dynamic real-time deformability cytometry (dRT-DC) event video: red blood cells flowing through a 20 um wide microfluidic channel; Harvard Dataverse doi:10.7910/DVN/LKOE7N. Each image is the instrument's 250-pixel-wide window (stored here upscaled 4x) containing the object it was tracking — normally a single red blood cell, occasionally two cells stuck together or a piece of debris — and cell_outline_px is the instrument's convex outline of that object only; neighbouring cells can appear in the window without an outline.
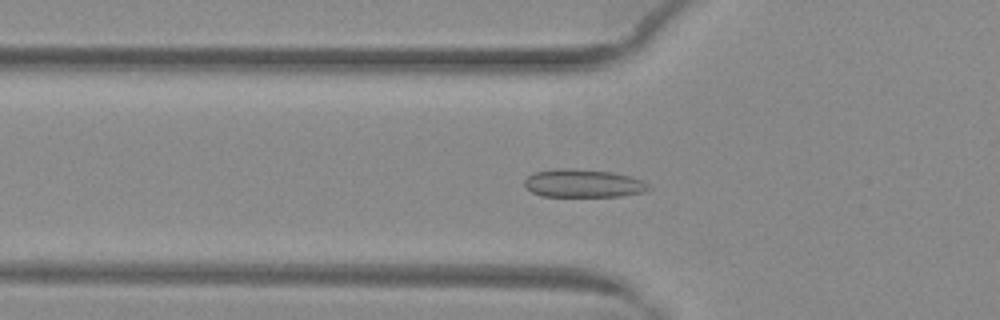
{"species": "common noctule bat (a hibernating species)", "species_latin": "Nyctalus noctula", "temperature_condition": "warm", "stored_images_in_passage": 50, "camera_frame_rate_fps": 3000, "um_per_image_px": 0.085, "animal": {"sex": "female", "body_mass_g": 29.2, "forearm_length_mm": 56.3}, "frame": {"image": 1, "passage_image": 16, "time_ms": 5.0, "image_size_px": [1000, 320], "cell_outline_px": [[652, 188], [644, 192], [620, 196], [540, 196], [532, 192], [524, 184], [524, 180], [528, 176], [536, 172], [556, 168], [572, 168], [612, 172], [632, 176], [644, 180]], "centroid_in_image_um": [49.61, 15.58], "position_along_channel_um": 76.2, "area_um2": 20.46}}
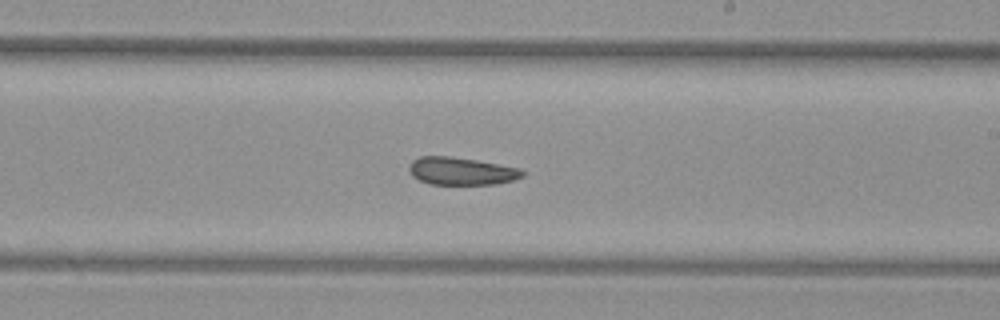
{"frame": {"image": 2, "passage_image": 29, "time_ms": 9.333, "image_size_px": [1000, 320], "cell_outline_px": [[524, 176], [512, 180], [496, 184], [428, 184], [412, 176], [408, 168], [408, 164], [412, 160], [420, 156], [452, 156], [476, 160], [520, 168], [524, 172]], "centroid_in_image_um": [39.18, 14.54], "position_along_channel_um": 249.8, "area_um2": 18.32}}
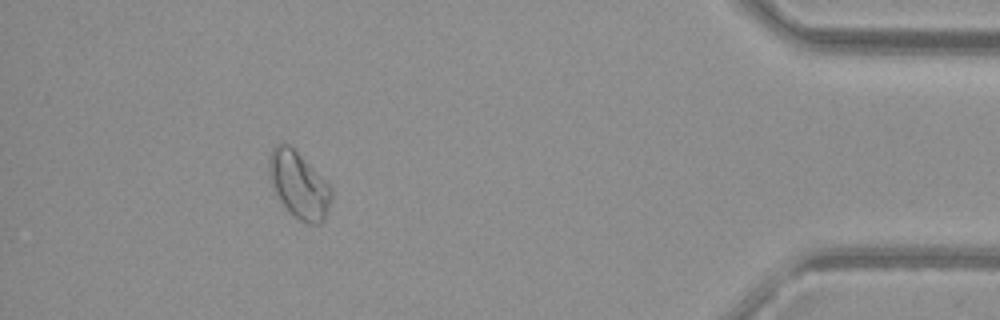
{"frame": {"image": 3, "passage_image": 45, "time_ms": 14.667, "image_size_px": [1000, 320], "cell_outline_px": [[332, 200], [328, 212], [324, 220], [320, 224], [304, 224], [288, 212], [280, 200], [268, 176], [268, 160], [272, 148], [276, 144], [288, 144], [328, 180], [332, 188]], "centroid_in_image_um": [25.43, 15.75], "position_along_channel_um": 409.8, "area_um2": 24.62}}